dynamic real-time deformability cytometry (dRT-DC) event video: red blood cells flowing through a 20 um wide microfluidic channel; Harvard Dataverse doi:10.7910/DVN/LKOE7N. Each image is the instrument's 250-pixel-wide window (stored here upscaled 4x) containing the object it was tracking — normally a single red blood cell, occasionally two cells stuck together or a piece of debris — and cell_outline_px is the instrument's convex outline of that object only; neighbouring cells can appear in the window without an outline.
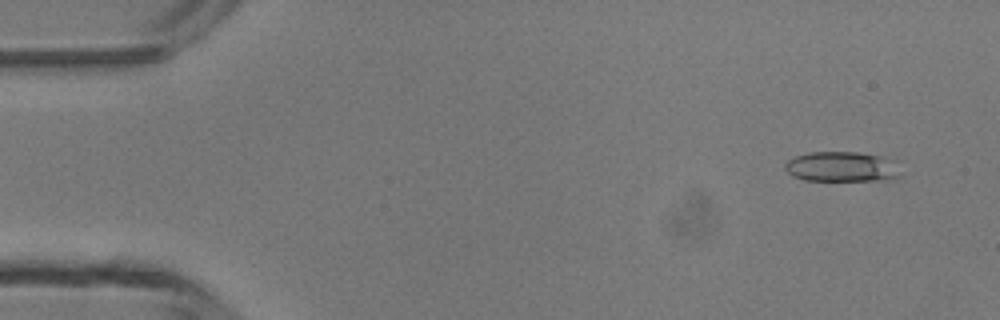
{"species": "common noctule bat (a hibernating species)", "species_latin": "Nyctalus noctula", "temperature_condition": "room temperature", "stored_images_in_passage": 44, "camera_frame_rate_fps": 3000, "um_per_image_px": 0.085, "animal": {"sex": "male", "body_mass_g": 13.3}, "frame": {"image": 1, "passage_image": 1, "time_ms": 0.0, "image_size_px": [1000, 320], "cell_outline_px": [[900, 176], [884, 180], [804, 180], [792, 176], [784, 168], [784, 164], [788, 160], [796, 156], [808, 152], [856, 152], [884, 156], [896, 160]], "centroid_in_image_um": [71.56, 14.16], "position_along_channel_um": 13.4, "area_um2": 20.4}}
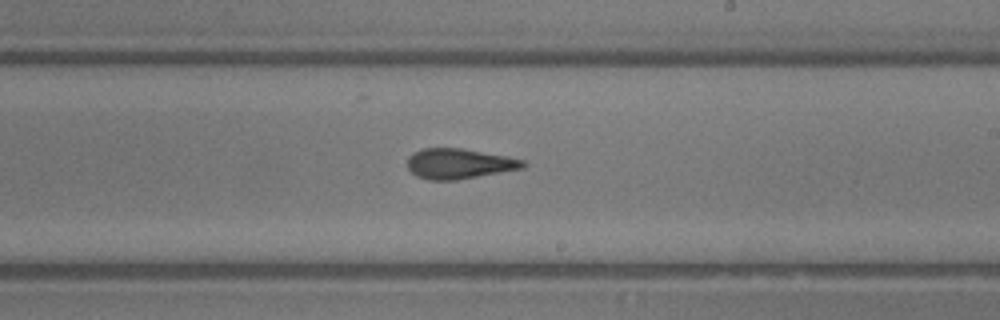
{"frame": {"image": 2, "passage_image": 25, "time_ms": 8.0, "image_size_px": [1000, 320], "cell_outline_px": [[528, 164], [524, 168], [456, 180], [428, 180], [416, 176], [408, 168], [408, 156], [412, 152], [424, 148], [460, 148], [504, 156], [524, 160]], "centroid_in_image_um": [39.0, 13.92], "position_along_channel_um": 250.0, "area_um2": 20.29}}
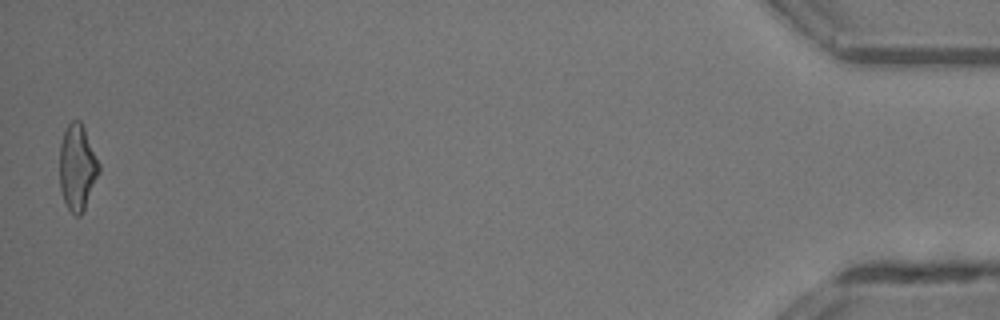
{"frame": {"image": 3, "passage_image": 44, "time_ms": 14.333, "image_size_px": [1000, 320], "cell_outline_px": [[100, 172], [84, 208], [80, 216], [76, 216], [68, 208], [64, 200], [60, 188], [60, 144], [64, 132], [68, 124], [72, 120], [80, 120], [84, 128], [100, 164]], "centroid_in_image_um": [6.57, 14.21], "position_along_channel_um": 428.6, "area_um2": 19.48}, "authors_computed_cell_mechanics": {"area_um2": 19.8832, "velocity_mm_per_s": 4.3934, "shape_relaxation_time_tau1_ms": 5.2408, "shape_relaxation_time_tau2_ms": 2.1646, "deformation_change_tau1": 0.1475, "deformation_change_tau2": 0.125}}